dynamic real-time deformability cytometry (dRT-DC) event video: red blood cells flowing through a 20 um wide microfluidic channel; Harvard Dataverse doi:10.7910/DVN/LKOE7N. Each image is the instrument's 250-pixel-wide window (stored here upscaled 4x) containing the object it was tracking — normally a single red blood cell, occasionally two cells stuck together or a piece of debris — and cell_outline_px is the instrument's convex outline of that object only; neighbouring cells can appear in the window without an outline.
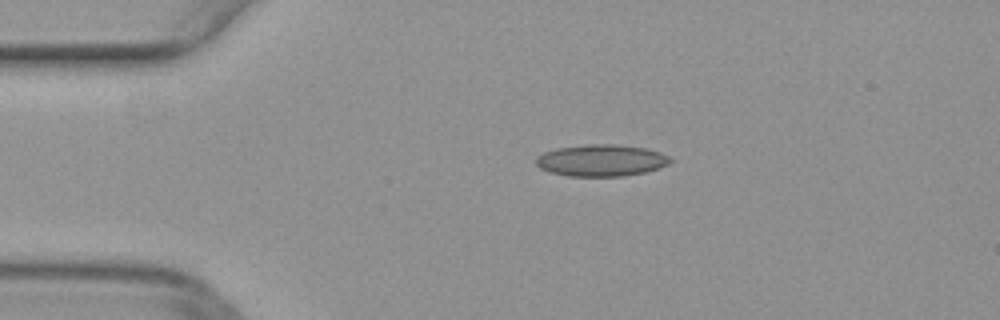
{"species": "common noctule bat (a hibernating species)", "species_latin": "Nyctalus noctula", "temperature_condition": "warm", "stored_images_in_passage": 41, "camera_frame_rate_fps": 3000, "um_per_image_px": 0.085, "animal": {"sex": "female", "body_mass_g": 29.2, "forearm_length_mm": 56.3}, "frame": {"image": 1, "passage_image": 1, "time_ms": 0.0, "image_size_px": [1000, 320], "cell_outline_px": [[672, 160], [668, 164], [660, 168], [644, 172], [624, 176], [568, 176], [548, 172], [540, 168], [536, 164], [536, 156], [544, 152], [556, 148], [592, 144], [616, 144], [644, 148], [660, 152], [668, 156]], "centroid_in_image_um": [51.09, 13.64], "position_along_channel_um": 33.9, "area_um2": 24.85}}
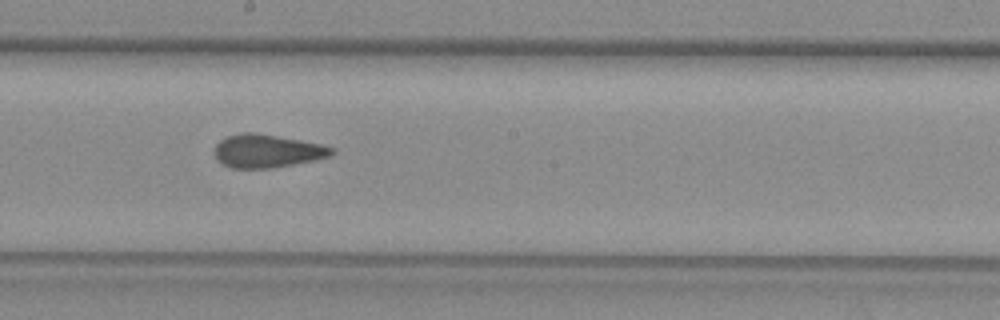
{"frame": {"image": 2, "passage_image": 18, "time_ms": 5.667, "image_size_px": [1000, 320], "cell_outline_px": [[336, 152], [328, 156], [312, 160], [272, 168], [228, 168], [216, 160], [216, 144], [220, 140], [228, 136], [244, 132], [252, 132], [300, 140], [320, 144], [332, 148]], "centroid_in_image_um": [22.65, 12.84], "position_along_channel_um": 225.5, "area_um2": 22.31}}
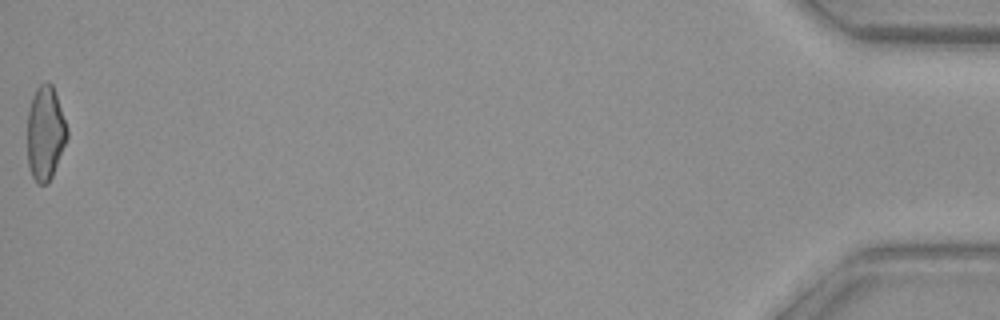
{"frame": {"image": 3, "passage_image": 41, "time_ms": 13.333, "image_size_px": [1000, 320], "cell_outline_px": [[68, 136], [52, 176], [48, 184], [36, 184], [28, 168], [28, 108], [32, 96], [36, 88], [40, 84], [48, 80], [52, 84], [68, 128]], "centroid_in_image_um": [3.84, 11.31], "position_along_channel_um": 431.4, "area_um2": 21.91}}